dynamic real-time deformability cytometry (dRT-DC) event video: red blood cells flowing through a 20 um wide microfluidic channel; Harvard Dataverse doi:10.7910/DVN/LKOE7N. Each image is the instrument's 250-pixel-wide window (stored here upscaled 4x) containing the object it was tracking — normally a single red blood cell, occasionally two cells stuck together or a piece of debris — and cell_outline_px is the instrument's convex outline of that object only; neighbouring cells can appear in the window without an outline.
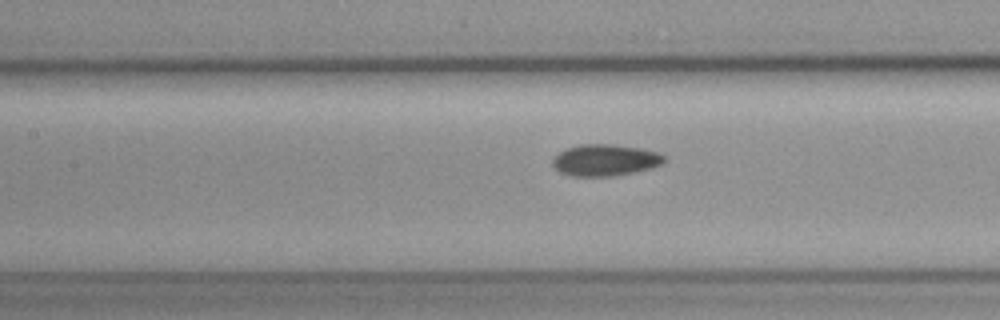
{"species": "common noctule bat (a hibernating species)", "species_latin": "Nyctalus noctula", "temperature_condition": "cold", "stored_images_in_passage": 5, "camera_frame_rate_fps": 3000, "um_per_image_px": 0.085, "animal": {"sex": "female", "body_mass_g": 19.3, "forearm_length_mm": 54.1}, "frame": {"image": 1, "passage_image": 5, "time_ms": 1.333, "image_size_px": [1000, 320], "cell_outline_px": [[664, 160], [660, 164], [648, 168], [632, 172], [612, 176], [572, 176], [560, 172], [552, 164], [552, 160], [560, 152], [568, 148], [580, 144], [612, 144], [640, 148], [660, 152], [664, 156]], "centroid_in_image_um": [51.42, 13.6], "position_along_channel_um": 156.0, "area_um2": 20.23}}